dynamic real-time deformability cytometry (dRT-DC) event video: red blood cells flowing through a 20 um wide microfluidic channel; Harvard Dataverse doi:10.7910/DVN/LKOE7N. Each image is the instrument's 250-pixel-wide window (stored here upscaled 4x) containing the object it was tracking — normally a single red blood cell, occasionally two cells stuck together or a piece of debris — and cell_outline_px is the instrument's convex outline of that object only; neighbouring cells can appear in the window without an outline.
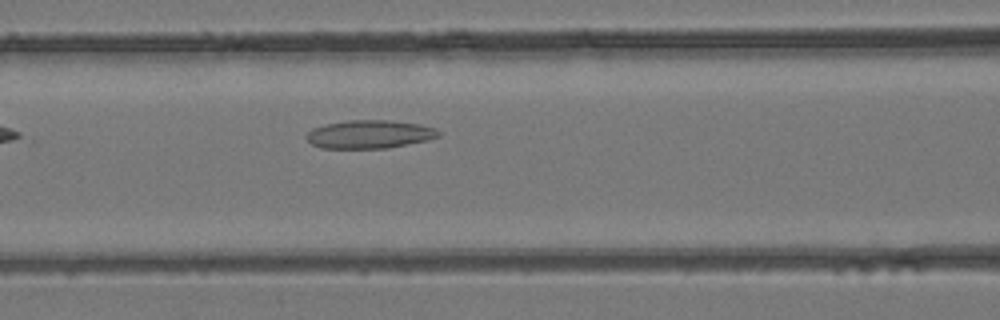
{"species": "common noctule bat (a hibernating species)", "species_latin": "Nyctalus noctula", "temperature_condition": "room temperature", "stored_images_in_passage": 25, "camera_frame_rate_fps": 3000, "um_per_image_px": 0.085, "animal": {"sex": "female", "body_mass_g": 24.6, "forearm_length_mm": 56.2}, "frame": {"image": 1, "passage_image": 6, "time_ms": 1.667, "image_size_px": [1000, 320], "cell_outline_px": [[440, 136], [428, 140], [388, 148], [320, 148], [312, 144], [304, 136], [312, 128], [324, 124], [348, 120], [388, 120], [420, 124], [436, 128], [440, 132]], "centroid_in_image_um": [31.4, 11.41], "position_along_channel_um": 135.2, "area_um2": 21.91}}
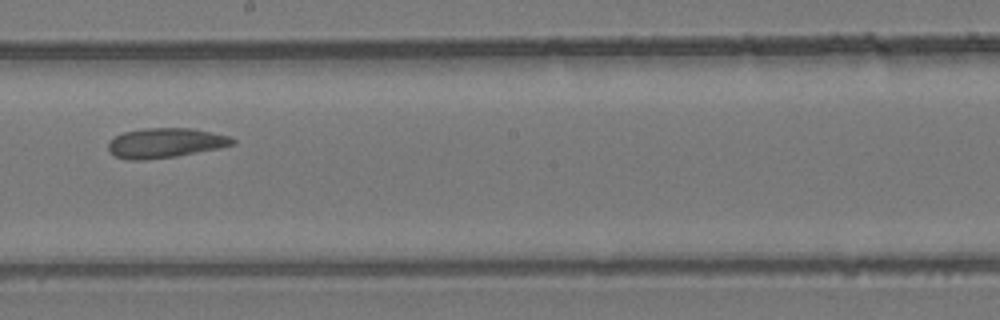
{"frame": {"image": 2, "passage_image": 12, "time_ms": 3.667, "image_size_px": [1000, 320], "cell_outline_px": [[236, 144], [220, 148], [176, 156], [144, 160], [128, 160], [116, 156], [108, 148], [108, 140], [124, 132], [144, 128], [192, 128], [228, 136], [236, 140]], "centroid_in_image_um": [14.06, 12.15], "position_along_channel_um": 234.1, "area_um2": 21.5}}
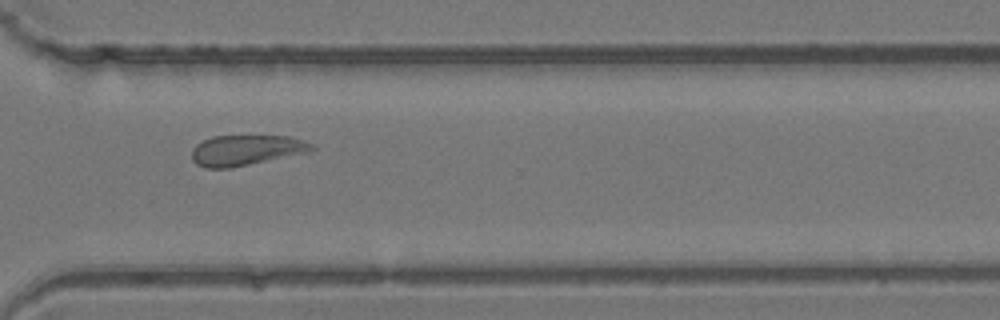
{"frame": {"image": 3, "passage_image": 19, "time_ms": 6.0, "image_size_px": [1000, 320], "cell_outline_px": [[316, 148], [308, 152], [232, 168], [204, 168], [196, 164], [192, 160], [192, 148], [196, 144], [212, 136], [288, 136], [304, 140], [312, 144]], "centroid_in_image_um": [20.89, 12.77], "position_along_channel_um": 349.7, "area_um2": 21.33}}